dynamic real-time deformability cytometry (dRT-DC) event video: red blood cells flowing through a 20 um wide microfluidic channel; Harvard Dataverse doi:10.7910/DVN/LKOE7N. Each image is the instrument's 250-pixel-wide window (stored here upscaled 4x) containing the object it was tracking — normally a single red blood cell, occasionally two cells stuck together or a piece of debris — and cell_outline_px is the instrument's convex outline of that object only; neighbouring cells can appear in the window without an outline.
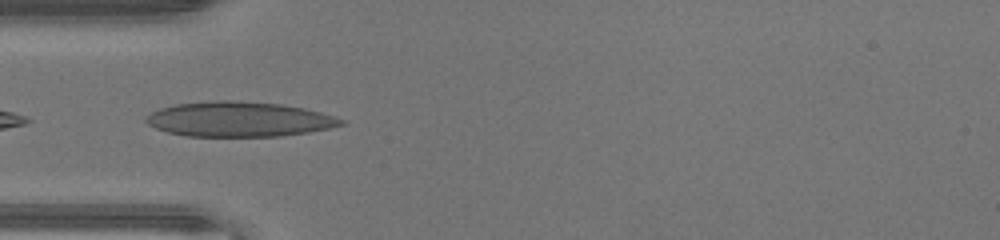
{"species": "human", "species_latin": "Homo sapiens", "temperature_condition": "warm", "stored_images_in_passage": 31, "camera_frame_rate_fps": 3000, "um_per_image_px": 0.085, "donor": {"sex": "male"}, "frame": {"image": 1, "passage_image": 1, "time_ms": 0.0, "image_size_px": [1000, 240], "cell_outline_px": [[348, 124], [332, 128], [308, 132], [280, 136], [188, 136], [168, 132], [156, 128], [148, 124], [144, 120], [144, 116], [160, 108], [176, 104], [216, 100], [228, 100], [280, 104], [304, 108], [320, 112], [344, 120]], "centroid_in_image_um": [20.32, 10.14], "position_along_channel_um": 64.7, "area_um2": 39.65}}
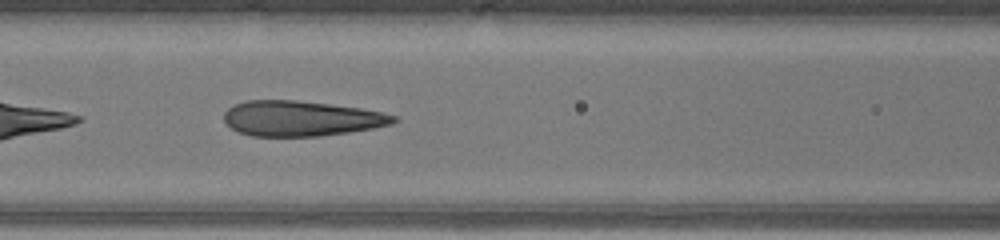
{"frame": {"image": 2, "passage_image": 6, "time_ms": 1.667, "image_size_px": [1000, 240], "cell_outline_px": [[400, 120], [392, 124], [372, 128], [348, 132], [320, 136], [252, 136], [240, 132], [232, 128], [224, 120], [224, 112], [232, 104], [244, 100], [296, 100], [360, 108], [380, 112], [396, 116]], "centroid_in_image_um": [25.58, 10.06], "position_along_channel_um": 141.0, "area_um2": 34.8}}
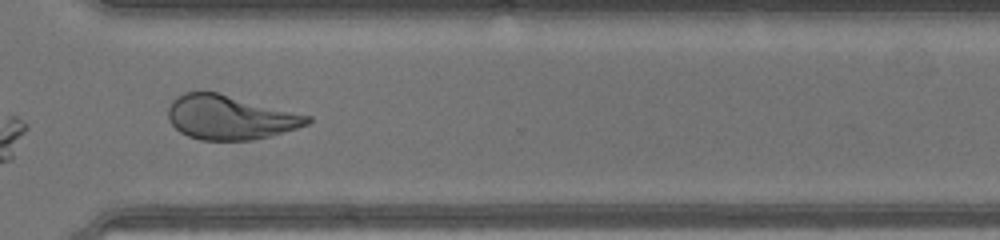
{"frame": {"image": 3, "passage_image": 20, "time_ms": 6.333, "image_size_px": [1000, 240], "cell_outline_px": [[312, 120], [308, 124], [296, 128], [268, 136], [252, 140], [200, 140], [188, 136], [180, 132], [168, 120], [168, 108], [172, 100], [184, 92], [220, 92], [312, 116]], "centroid_in_image_um": [19.54, 9.97], "position_along_channel_um": 351.1, "area_um2": 35.95}, "authors_computed_cell_mechanics": {"area_um2": 35.9516, "velocity_mm_per_s": 4.5112, "shape_relaxation_time_tau1_ms": 9.6387, "shape_relaxation_time_tau2_ms": 0.7491, "deformation_change_tau1": 0.3593, "deformation_change_tau2": 0.0882}}